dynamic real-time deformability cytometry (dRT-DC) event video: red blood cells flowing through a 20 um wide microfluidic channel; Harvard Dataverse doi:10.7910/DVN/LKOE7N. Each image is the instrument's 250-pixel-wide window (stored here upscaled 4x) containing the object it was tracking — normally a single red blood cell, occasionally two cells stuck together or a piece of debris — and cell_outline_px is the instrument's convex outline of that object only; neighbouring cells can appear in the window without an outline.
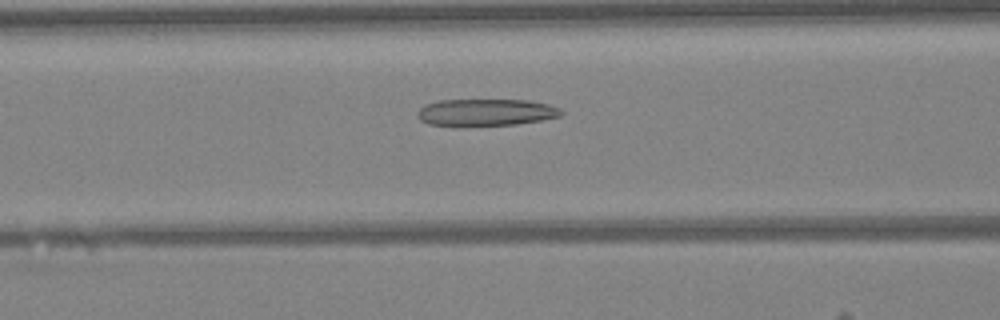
{"species": "Egyptian fruit bat (a non-hibernating species)", "species_latin": "Rousettus aegyptiacus", "temperature_condition": "warm", "stored_images_in_passage": 48, "camera_frame_rate_fps": 3000, "um_per_image_px": 0.085, "animal": {"sex": "female"}, "frame": {"image": 1, "passage_image": 19, "time_ms": 6.0, "image_size_px": [1000, 320], "cell_outline_px": [[564, 112], [560, 116], [540, 120], [516, 124], [428, 124], [420, 120], [416, 116], [416, 112], [424, 104], [440, 100], [528, 100], [548, 104], [560, 108]], "centroid_in_image_um": [41.3, 9.52], "position_along_channel_um": 125.3, "area_um2": 22.08}}
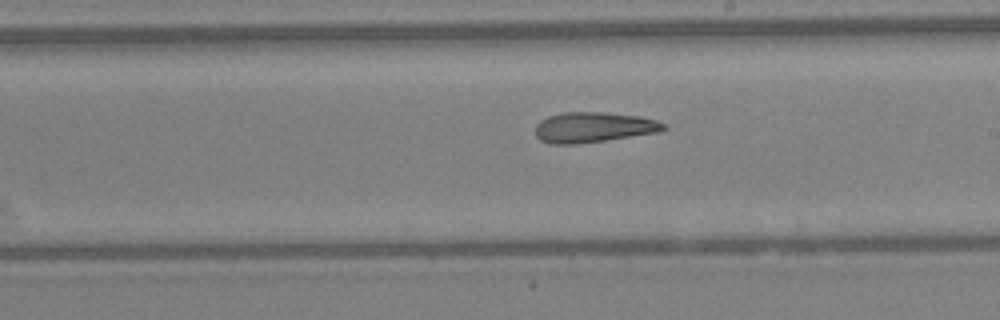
{"frame": {"image": 2, "passage_image": 27, "time_ms": 8.667, "image_size_px": [1000, 320], "cell_outline_px": [[668, 128], [660, 132], [576, 144], [552, 144], [540, 140], [536, 136], [536, 124], [540, 120], [548, 116], [564, 112], [604, 112], [636, 116], [656, 120], [664, 124]], "centroid_in_image_um": [50.42, 10.82], "position_along_channel_um": 238.6, "area_um2": 22.54}}
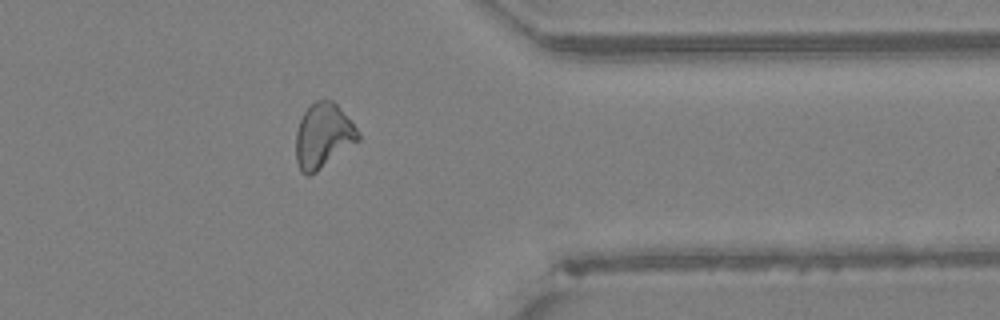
{"frame": {"image": 3, "passage_image": 38, "time_ms": 12.333, "image_size_px": [1000, 320], "cell_outline_px": [[360, 140], [316, 172], [308, 176], [304, 176], [300, 172], [296, 160], [296, 132], [300, 120], [304, 112], [316, 100], [332, 100], [336, 104], [360, 132]], "centroid_in_image_um": [27.46, 11.57], "position_along_channel_um": 383.9, "area_um2": 23.41}}